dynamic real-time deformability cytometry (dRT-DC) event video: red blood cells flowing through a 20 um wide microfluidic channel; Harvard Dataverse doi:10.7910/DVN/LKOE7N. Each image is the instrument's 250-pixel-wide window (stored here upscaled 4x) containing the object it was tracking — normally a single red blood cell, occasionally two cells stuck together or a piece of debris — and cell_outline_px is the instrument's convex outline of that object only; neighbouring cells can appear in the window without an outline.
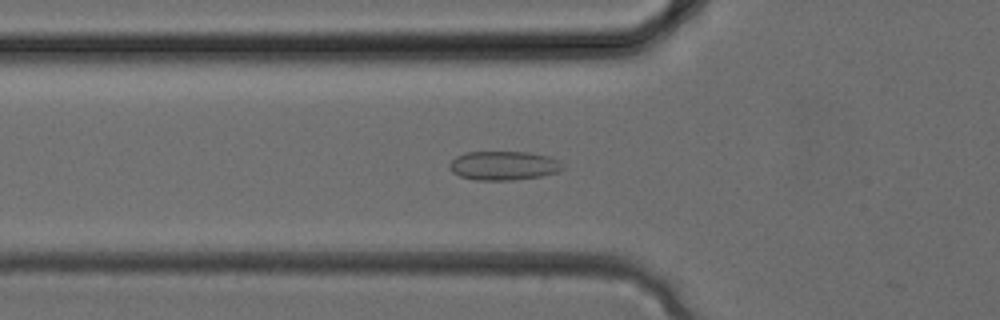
{"species": "common noctule bat (a hibernating species)", "species_latin": "Nyctalus noctula", "temperature_condition": "cold", "stored_images_in_passage": 33, "camera_frame_rate_fps": 3000, "um_per_image_px": 0.085, "animal": {"sex": "female", "body_mass_g": 24.6, "forearm_length_mm": 56.2}, "frame": {"image": 1, "passage_image": 11, "time_ms": 3.333, "image_size_px": [1000, 320], "cell_outline_px": [[564, 168], [556, 172], [540, 176], [512, 180], [476, 180], [460, 176], [452, 172], [448, 168], [448, 164], [456, 156], [464, 152], [528, 152], [548, 156], [560, 160], [564, 164]], "centroid_in_image_um": [42.79, 14.07], "position_along_channel_um": 83.0, "area_um2": 19.25}}
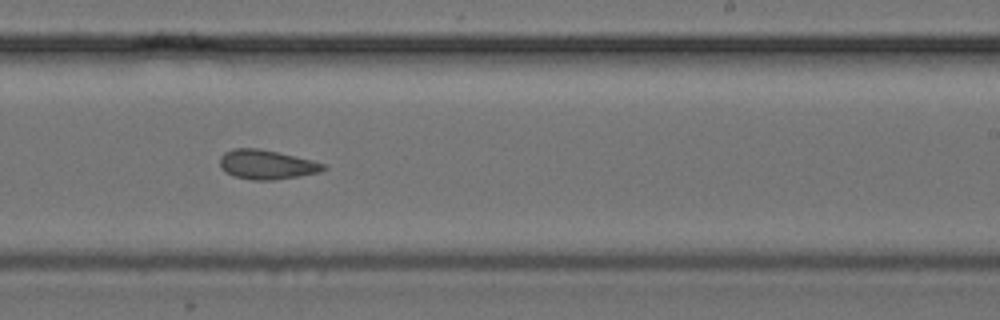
{"frame": {"image": 2, "passage_image": 20, "time_ms": 6.333, "image_size_px": [1000, 320], "cell_outline_px": [[328, 168], [320, 172], [272, 180], [252, 180], [236, 176], [224, 172], [220, 168], [220, 156], [224, 152], [232, 148], [260, 148], [312, 160], [324, 164]], "centroid_in_image_um": [22.63, 13.98], "position_along_channel_um": 266.4, "area_um2": 17.69}}
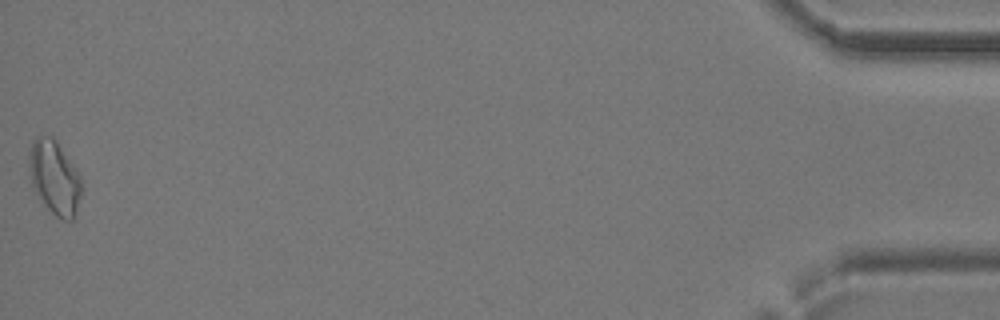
{"frame": {"image": 3, "passage_image": 33, "time_ms": 10.667, "image_size_px": [1000, 320], "cell_outline_px": [[84, 188], [72, 220], [60, 220], [44, 204], [36, 192], [32, 184], [28, 164], [28, 156], [32, 140], [36, 136], [52, 136], [56, 140], [80, 176]], "centroid_in_image_um": [4.63, 15.08], "position_along_channel_um": 430.6, "area_um2": 22.54}}